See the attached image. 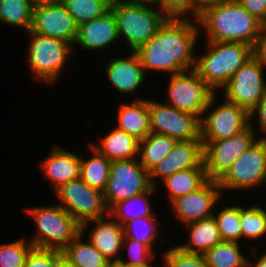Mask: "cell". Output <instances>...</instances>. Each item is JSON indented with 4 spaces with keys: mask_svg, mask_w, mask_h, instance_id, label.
<instances>
[{
    "mask_svg": "<svg viewBox=\"0 0 266 267\" xmlns=\"http://www.w3.org/2000/svg\"><path fill=\"white\" fill-rule=\"evenodd\" d=\"M266 60L256 52L222 87L226 100L233 102L249 113L257 106L266 92L263 68Z\"/></svg>",
    "mask_w": 266,
    "mask_h": 267,
    "instance_id": "obj_7",
    "label": "cell"
},
{
    "mask_svg": "<svg viewBox=\"0 0 266 267\" xmlns=\"http://www.w3.org/2000/svg\"><path fill=\"white\" fill-rule=\"evenodd\" d=\"M257 52L266 60V21L262 23V37Z\"/></svg>",
    "mask_w": 266,
    "mask_h": 267,
    "instance_id": "obj_44",
    "label": "cell"
},
{
    "mask_svg": "<svg viewBox=\"0 0 266 267\" xmlns=\"http://www.w3.org/2000/svg\"><path fill=\"white\" fill-rule=\"evenodd\" d=\"M220 190L218 181L208 179L197 190L173 200L176 217L186 225L213 216L212 208L220 199Z\"/></svg>",
    "mask_w": 266,
    "mask_h": 267,
    "instance_id": "obj_16",
    "label": "cell"
},
{
    "mask_svg": "<svg viewBox=\"0 0 266 267\" xmlns=\"http://www.w3.org/2000/svg\"><path fill=\"white\" fill-rule=\"evenodd\" d=\"M163 258L166 267H208L204 254L184 252L177 246L165 251Z\"/></svg>",
    "mask_w": 266,
    "mask_h": 267,
    "instance_id": "obj_37",
    "label": "cell"
},
{
    "mask_svg": "<svg viewBox=\"0 0 266 267\" xmlns=\"http://www.w3.org/2000/svg\"><path fill=\"white\" fill-rule=\"evenodd\" d=\"M158 223L153 216L129 220L123 225L124 238L143 242L152 249V243L158 235Z\"/></svg>",
    "mask_w": 266,
    "mask_h": 267,
    "instance_id": "obj_34",
    "label": "cell"
},
{
    "mask_svg": "<svg viewBox=\"0 0 266 267\" xmlns=\"http://www.w3.org/2000/svg\"><path fill=\"white\" fill-rule=\"evenodd\" d=\"M253 267H266V254L261 256Z\"/></svg>",
    "mask_w": 266,
    "mask_h": 267,
    "instance_id": "obj_47",
    "label": "cell"
},
{
    "mask_svg": "<svg viewBox=\"0 0 266 267\" xmlns=\"http://www.w3.org/2000/svg\"><path fill=\"white\" fill-rule=\"evenodd\" d=\"M207 32L208 41L239 42L256 51L262 37V22L249 14L237 0H221L206 7L196 19Z\"/></svg>",
    "mask_w": 266,
    "mask_h": 267,
    "instance_id": "obj_2",
    "label": "cell"
},
{
    "mask_svg": "<svg viewBox=\"0 0 266 267\" xmlns=\"http://www.w3.org/2000/svg\"><path fill=\"white\" fill-rule=\"evenodd\" d=\"M204 161L196 168L186 169L174 173L163 181L168 189L170 201L184 196L200 188L206 181Z\"/></svg>",
    "mask_w": 266,
    "mask_h": 267,
    "instance_id": "obj_26",
    "label": "cell"
},
{
    "mask_svg": "<svg viewBox=\"0 0 266 267\" xmlns=\"http://www.w3.org/2000/svg\"><path fill=\"white\" fill-rule=\"evenodd\" d=\"M30 31L75 44L78 26L64 4L42 6L33 9Z\"/></svg>",
    "mask_w": 266,
    "mask_h": 267,
    "instance_id": "obj_15",
    "label": "cell"
},
{
    "mask_svg": "<svg viewBox=\"0 0 266 267\" xmlns=\"http://www.w3.org/2000/svg\"><path fill=\"white\" fill-rule=\"evenodd\" d=\"M138 144L134 136L116 127L101 140V145H93L99 153L103 154L110 161L135 159L138 157Z\"/></svg>",
    "mask_w": 266,
    "mask_h": 267,
    "instance_id": "obj_24",
    "label": "cell"
},
{
    "mask_svg": "<svg viewBox=\"0 0 266 267\" xmlns=\"http://www.w3.org/2000/svg\"><path fill=\"white\" fill-rule=\"evenodd\" d=\"M106 73L113 86L122 93L134 92L145 80L143 67L135 51L129 58L109 61Z\"/></svg>",
    "mask_w": 266,
    "mask_h": 267,
    "instance_id": "obj_20",
    "label": "cell"
},
{
    "mask_svg": "<svg viewBox=\"0 0 266 267\" xmlns=\"http://www.w3.org/2000/svg\"><path fill=\"white\" fill-rule=\"evenodd\" d=\"M57 267H79L74 264L70 259H68L62 251H58V265Z\"/></svg>",
    "mask_w": 266,
    "mask_h": 267,
    "instance_id": "obj_46",
    "label": "cell"
},
{
    "mask_svg": "<svg viewBox=\"0 0 266 267\" xmlns=\"http://www.w3.org/2000/svg\"><path fill=\"white\" fill-rule=\"evenodd\" d=\"M176 139L166 135L150 133L145 139L139 141L138 156L140 164L150 172L173 149Z\"/></svg>",
    "mask_w": 266,
    "mask_h": 267,
    "instance_id": "obj_25",
    "label": "cell"
},
{
    "mask_svg": "<svg viewBox=\"0 0 266 267\" xmlns=\"http://www.w3.org/2000/svg\"><path fill=\"white\" fill-rule=\"evenodd\" d=\"M154 3L159 4L161 11L168 17L183 18L192 10V0H156Z\"/></svg>",
    "mask_w": 266,
    "mask_h": 267,
    "instance_id": "obj_40",
    "label": "cell"
},
{
    "mask_svg": "<svg viewBox=\"0 0 266 267\" xmlns=\"http://www.w3.org/2000/svg\"><path fill=\"white\" fill-rule=\"evenodd\" d=\"M119 39L117 22L111 10L78 27L75 43L83 49H104Z\"/></svg>",
    "mask_w": 266,
    "mask_h": 267,
    "instance_id": "obj_18",
    "label": "cell"
},
{
    "mask_svg": "<svg viewBox=\"0 0 266 267\" xmlns=\"http://www.w3.org/2000/svg\"><path fill=\"white\" fill-rule=\"evenodd\" d=\"M157 187H151L149 190L146 192H143L141 194L132 196L131 198L122 200L114 204L110 209H109V216H116L118 218L119 223L123 226L127 221L129 220H134L140 217H150L154 214L151 212V208L149 205L148 201V195L153 193ZM143 205H142V204ZM138 204H141L139 207ZM132 211H130L131 206H136ZM129 209V210H128Z\"/></svg>",
    "mask_w": 266,
    "mask_h": 267,
    "instance_id": "obj_30",
    "label": "cell"
},
{
    "mask_svg": "<svg viewBox=\"0 0 266 267\" xmlns=\"http://www.w3.org/2000/svg\"><path fill=\"white\" fill-rule=\"evenodd\" d=\"M242 7L260 22L266 21V0H237Z\"/></svg>",
    "mask_w": 266,
    "mask_h": 267,
    "instance_id": "obj_41",
    "label": "cell"
},
{
    "mask_svg": "<svg viewBox=\"0 0 266 267\" xmlns=\"http://www.w3.org/2000/svg\"><path fill=\"white\" fill-rule=\"evenodd\" d=\"M27 242L22 239L6 244L0 243V266L24 267L26 258L34 247L31 242Z\"/></svg>",
    "mask_w": 266,
    "mask_h": 267,
    "instance_id": "obj_36",
    "label": "cell"
},
{
    "mask_svg": "<svg viewBox=\"0 0 266 267\" xmlns=\"http://www.w3.org/2000/svg\"><path fill=\"white\" fill-rule=\"evenodd\" d=\"M82 233L72 240L62 253L79 267H107L110 262L90 242L81 241Z\"/></svg>",
    "mask_w": 266,
    "mask_h": 267,
    "instance_id": "obj_28",
    "label": "cell"
},
{
    "mask_svg": "<svg viewBox=\"0 0 266 267\" xmlns=\"http://www.w3.org/2000/svg\"><path fill=\"white\" fill-rule=\"evenodd\" d=\"M119 267H152L151 265H149V263H147L146 265H129V264H125V263H117Z\"/></svg>",
    "mask_w": 266,
    "mask_h": 267,
    "instance_id": "obj_48",
    "label": "cell"
},
{
    "mask_svg": "<svg viewBox=\"0 0 266 267\" xmlns=\"http://www.w3.org/2000/svg\"><path fill=\"white\" fill-rule=\"evenodd\" d=\"M107 267H119L117 263H110Z\"/></svg>",
    "mask_w": 266,
    "mask_h": 267,
    "instance_id": "obj_50",
    "label": "cell"
},
{
    "mask_svg": "<svg viewBox=\"0 0 266 267\" xmlns=\"http://www.w3.org/2000/svg\"><path fill=\"white\" fill-rule=\"evenodd\" d=\"M58 251L33 247L29 252L24 267H57Z\"/></svg>",
    "mask_w": 266,
    "mask_h": 267,
    "instance_id": "obj_39",
    "label": "cell"
},
{
    "mask_svg": "<svg viewBox=\"0 0 266 267\" xmlns=\"http://www.w3.org/2000/svg\"><path fill=\"white\" fill-rule=\"evenodd\" d=\"M189 242L179 245L182 251L195 254H205L214 245L222 241L220 232L213 216L189 224Z\"/></svg>",
    "mask_w": 266,
    "mask_h": 267,
    "instance_id": "obj_23",
    "label": "cell"
},
{
    "mask_svg": "<svg viewBox=\"0 0 266 267\" xmlns=\"http://www.w3.org/2000/svg\"><path fill=\"white\" fill-rule=\"evenodd\" d=\"M151 133L166 135L177 141L201 140L200 120L169 104L148 100Z\"/></svg>",
    "mask_w": 266,
    "mask_h": 267,
    "instance_id": "obj_14",
    "label": "cell"
},
{
    "mask_svg": "<svg viewBox=\"0 0 266 267\" xmlns=\"http://www.w3.org/2000/svg\"><path fill=\"white\" fill-rule=\"evenodd\" d=\"M32 16L33 8L29 0H0V22L23 27L29 31Z\"/></svg>",
    "mask_w": 266,
    "mask_h": 267,
    "instance_id": "obj_32",
    "label": "cell"
},
{
    "mask_svg": "<svg viewBox=\"0 0 266 267\" xmlns=\"http://www.w3.org/2000/svg\"><path fill=\"white\" fill-rule=\"evenodd\" d=\"M118 113L117 129L125 131L139 141L151 133L148 100L136 99L131 104H122Z\"/></svg>",
    "mask_w": 266,
    "mask_h": 267,
    "instance_id": "obj_22",
    "label": "cell"
},
{
    "mask_svg": "<svg viewBox=\"0 0 266 267\" xmlns=\"http://www.w3.org/2000/svg\"><path fill=\"white\" fill-rule=\"evenodd\" d=\"M167 93L170 106L190 113L199 120L216 101L215 90L194 69L172 74Z\"/></svg>",
    "mask_w": 266,
    "mask_h": 267,
    "instance_id": "obj_6",
    "label": "cell"
},
{
    "mask_svg": "<svg viewBox=\"0 0 266 267\" xmlns=\"http://www.w3.org/2000/svg\"><path fill=\"white\" fill-rule=\"evenodd\" d=\"M42 168L44 175L50 178L56 191L65 183L80 178L81 158L75 153L56 146L44 160Z\"/></svg>",
    "mask_w": 266,
    "mask_h": 267,
    "instance_id": "obj_19",
    "label": "cell"
},
{
    "mask_svg": "<svg viewBox=\"0 0 266 267\" xmlns=\"http://www.w3.org/2000/svg\"><path fill=\"white\" fill-rule=\"evenodd\" d=\"M222 241L238 242L242 238L240 226V206H230L213 215Z\"/></svg>",
    "mask_w": 266,
    "mask_h": 267,
    "instance_id": "obj_33",
    "label": "cell"
},
{
    "mask_svg": "<svg viewBox=\"0 0 266 267\" xmlns=\"http://www.w3.org/2000/svg\"><path fill=\"white\" fill-rule=\"evenodd\" d=\"M257 140L218 180L221 189H250L266 182V142Z\"/></svg>",
    "mask_w": 266,
    "mask_h": 267,
    "instance_id": "obj_11",
    "label": "cell"
},
{
    "mask_svg": "<svg viewBox=\"0 0 266 267\" xmlns=\"http://www.w3.org/2000/svg\"><path fill=\"white\" fill-rule=\"evenodd\" d=\"M28 50V63L36 79L53 83L59 77L68 54L71 53L69 43L31 32ZM53 81V82H52Z\"/></svg>",
    "mask_w": 266,
    "mask_h": 267,
    "instance_id": "obj_9",
    "label": "cell"
},
{
    "mask_svg": "<svg viewBox=\"0 0 266 267\" xmlns=\"http://www.w3.org/2000/svg\"><path fill=\"white\" fill-rule=\"evenodd\" d=\"M203 159L201 140L176 141L172 151L149 172L152 186L157 187L153 181L154 177H161L164 180L178 171L198 167Z\"/></svg>",
    "mask_w": 266,
    "mask_h": 267,
    "instance_id": "obj_17",
    "label": "cell"
},
{
    "mask_svg": "<svg viewBox=\"0 0 266 267\" xmlns=\"http://www.w3.org/2000/svg\"><path fill=\"white\" fill-rule=\"evenodd\" d=\"M257 113L259 125L263 132H266V92L264 96L261 98L257 106L250 112V118Z\"/></svg>",
    "mask_w": 266,
    "mask_h": 267,
    "instance_id": "obj_42",
    "label": "cell"
},
{
    "mask_svg": "<svg viewBox=\"0 0 266 267\" xmlns=\"http://www.w3.org/2000/svg\"><path fill=\"white\" fill-rule=\"evenodd\" d=\"M34 218L38 235L30 242L36 248L62 251L81 233V224L61 205L26 210Z\"/></svg>",
    "mask_w": 266,
    "mask_h": 267,
    "instance_id": "obj_5",
    "label": "cell"
},
{
    "mask_svg": "<svg viewBox=\"0 0 266 267\" xmlns=\"http://www.w3.org/2000/svg\"><path fill=\"white\" fill-rule=\"evenodd\" d=\"M198 32L190 20L168 17L157 33L135 51L143 70L167 71L172 75L194 69L193 48Z\"/></svg>",
    "mask_w": 266,
    "mask_h": 267,
    "instance_id": "obj_1",
    "label": "cell"
},
{
    "mask_svg": "<svg viewBox=\"0 0 266 267\" xmlns=\"http://www.w3.org/2000/svg\"><path fill=\"white\" fill-rule=\"evenodd\" d=\"M55 193L63 202L61 206L80 224L106 214L109 216L104 193L88 186L81 178L65 183Z\"/></svg>",
    "mask_w": 266,
    "mask_h": 267,
    "instance_id": "obj_10",
    "label": "cell"
},
{
    "mask_svg": "<svg viewBox=\"0 0 266 267\" xmlns=\"http://www.w3.org/2000/svg\"><path fill=\"white\" fill-rule=\"evenodd\" d=\"M135 1H139V2H152L154 3L156 0H135Z\"/></svg>",
    "mask_w": 266,
    "mask_h": 267,
    "instance_id": "obj_49",
    "label": "cell"
},
{
    "mask_svg": "<svg viewBox=\"0 0 266 267\" xmlns=\"http://www.w3.org/2000/svg\"><path fill=\"white\" fill-rule=\"evenodd\" d=\"M93 157L88 160L81 157L80 178L90 187L104 192L110 173L111 161L103 154L99 153L94 147Z\"/></svg>",
    "mask_w": 266,
    "mask_h": 267,
    "instance_id": "obj_27",
    "label": "cell"
},
{
    "mask_svg": "<svg viewBox=\"0 0 266 267\" xmlns=\"http://www.w3.org/2000/svg\"><path fill=\"white\" fill-rule=\"evenodd\" d=\"M240 226L242 237L259 238L266 233V211L259 206L240 207Z\"/></svg>",
    "mask_w": 266,
    "mask_h": 267,
    "instance_id": "obj_35",
    "label": "cell"
},
{
    "mask_svg": "<svg viewBox=\"0 0 266 267\" xmlns=\"http://www.w3.org/2000/svg\"><path fill=\"white\" fill-rule=\"evenodd\" d=\"M252 127L253 125H250L231 138L210 142L203 148L207 179L218 181L256 141Z\"/></svg>",
    "mask_w": 266,
    "mask_h": 267,
    "instance_id": "obj_13",
    "label": "cell"
},
{
    "mask_svg": "<svg viewBox=\"0 0 266 267\" xmlns=\"http://www.w3.org/2000/svg\"><path fill=\"white\" fill-rule=\"evenodd\" d=\"M220 0H192V11L195 18L208 6L215 5Z\"/></svg>",
    "mask_w": 266,
    "mask_h": 267,
    "instance_id": "obj_43",
    "label": "cell"
},
{
    "mask_svg": "<svg viewBox=\"0 0 266 267\" xmlns=\"http://www.w3.org/2000/svg\"><path fill=\"white\" fill-rule=\"evenodd\" d=\"M88 222L97 224L91 232L89 241L102 253V255L110 262L114 263V259L121 247L123 246L124 230L119 222L104 221L103 217L88 220L81 224V233L84 235ZM111 258V259H110Z\"/></svg>",
    "mask_w": 266,
    "mask_h": 267,
    "instance_id": "obj_21",
    "label": "cell"
},
{
    "mask_svg": "<svg viewBox=\"0 0 266 267\" xmlns=\"http://www.w3.org/2000/svg\"><path fill=\"white\" fill-rule=\"evenodd\" d=\"M145 4L147 2L117 0L110 5L117 22L118 36H124L132 51L146 44L168 18L165 13L149 6L154 3Z\"/></svg>",
    "mask_w": 266,
    "mask_h": 267,
    "instance_id": "obj_4",
    "label": "cell"
},
{
    "mask_svg": "<svg viewBox=\"0 0 266 267\" xmlns=\"http://www.w3.org/2000/svg\"><path fill=\"white\" fill-rule=\"evenodd\" d=\"M250 113L243 107L225 99L221 106L211 110L200 120V138L203 148L210 142L231 138L250 123Z\"/></svg>",
    "mask_w": 266,
    "mask_h": 267,
    "instance_id": "obj_12",
    "label": "cell"
},
{
    "mask_svg": "<svg viewBox=\"0 0 266 267\" xmlns=\"http://www.w3.org/2000/svg\"><path fill=\"white\" fill-rule=\"evenodd\" d=\"M209 52L195 58L194 70L214 90L222 87L257 51L239 42L208 41Z\"/></svg>",
    "mask_w": 266,
    "mask_h": 267,
    "instance_id": "obj_3",
    "label": "cell"
},
{
    "mask_svg": "<svg viewBox=\"0 0 266 267\" xmlns=\"http://www.w3.org/2000/svg\"><path fill=\"white\" fill-rule=\"evenodd\" d=\"M152 187L149 172L136 159L111 161L104 193L110 209L119 201L146 192Z\"/></svg>",
    "mask_w": 266,
    "mask_h": 267,
    "instance_id": "obj_8",
    "label": "cell"
},
{
    "mask_svg": "<svg viewBox=\"0 0 266 267\" xmlns=\"http://www.w3.org/2000/svg\"><path fill=\"white\" fill-rule=\"evenodd\" d=\"M63 0H29L33 9L61 3Z\"/></svg>",
    "mask_w": 266,
    "mask_h": 267,
    "instance_id": "obj_45",
    "label": "cell"
},
{
    "mask_svg": "<svg viewBox=\"0 0 266 267\" xmlns=\"http://www.w3.org/2000/svg\"><path fill=\"white\" fill-rule=\"evenodd\" d=\"M111 0H63L62 3L79 27L110 10Z\"/></svg>",
    "mask_w": 266,
    "mask_h": 267,
    "instance_id": "obj_31",
    "label": "cell"
},
{
    "mask_svg": "<svg viewBox=\"0 0 266 267\" xmlns=\"http://www.w3.org/2000/svg\"><path fill=\"white\" fill-rule=\"evenodd\" d=\"M238 242L221 241L208 250L204 256L208 267H247L252 266L239 250Z\"/></svg>",
    "mask_w": 266,
    "mask_h": 267,
    "instance_id": "obj_29",
    "label": "cell"
},
{
    "mask_svg": "<svg viewBox=\"0 0 266 267\" xmlns=\"http://www.w3.org/2000/svg\"><path fill=\"white\" fill-rule=\"evenodd\" d=\"M127 242V243H126ZM128 245L129 251V261H123L122 258H117L114 260V263H125L129 265H146L150 260H153L154 256L151 248L143 242L131 239L124 238L123 246Z\"/></svg>",
    "mask_w": 266,
    "mask_h": 267,
    "instance_id": "obj_38",
    "label": "cell"
}]
</instances>
